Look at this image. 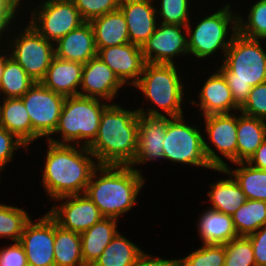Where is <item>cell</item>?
<instances>
[{
	"label": "cell",
	"mask_w": 266,
	"mask_h": 266,
	"mask_svg": "<svg viewBox=\"0 0 266 266\" xmlns=\"http://www.w3.org/2000/svg\"><path fill=\"white\" fill-rule=\"evenodd\" d=\"M0 266H28L25 250L19 241L0 250Z\"/></svg>",
	"instance_id": "cell-42"
},
{
	"label": "cell",
	"mask_w": 266,
	"mask_h": 266,
	"mask_svg": "<svg viewBox=\"0 0 266 266\" xmlns=\"http://www.w3.org/2000/svg\"><path fill=\"white\" fill-rule=\"evenodd\" d=\"M30 220L25 210L0 204V237L20 241L26 223Z\"/></svg>",
	"instance_id": "cell-34"
},
{
	"label": "cell",
	"mask_w": 266,
	"mask_h": 266,
	"mask_svg": "<svg viewBox=\"0 0 266 266\" xmlns=\"http://www.w3.org/2000/svg\"><path fill=\"white\" fill-rule=\"evenodd\" d=\"M246 237L252 244L256 266H266V225Z\"/></svg>",
	"instance_id": "cell-43"
},
{
	"label": "cell",
	"mask_w": 266,
	"mask_h": 266,
	"mask_svg": "<svg viewBox=\"0 0 266 266\" xmlns=\"http://www.w3.org/2000/svg\"><path fill=\"white\" fill-rule=\"evenodd\" d=\"M199 98L200 110L203 111L204 116L229 113L231 109H240L234 102L227 81L219 70L206 80Z\"/></svg>",
	"instance_id": "cell-22"
},
{
	"label": "cell",
	"mask_w": 266,
	"mask_h": 266,
	"mask_svg": "<svg viewBox=\"0 0 266 266\" xmlns=\"http://www.w3.org/2000/svg\"><path fill=\"white\" fill-rule=\"evenodd\" d=\"M39 8L31 13L29 24L49 42H57L85 22L72 0H45Z\"/></svg>",
	"instance_id": "cell-10"
},
{
	"label": "cell",
	"mask_w": 266,
	"mask_h": 266,
	"mask_svg": "<svg viewBox=\"0 0 266 266\" xmlns=\"http://www.w3.org/2000/svg\"><path fill=\"white\" fill-rule=\"evenodd\" d=\"M97 55L123 84L130 79L128 83L135 85L146 64L141 47L132 43L100 48Z\"/></svg>",
	"instance_id": "cell-16"
},
{
	"label": "cell",
	"mask_w": 266,
	"mask_h": 266,
	"mask_svg": "<svg viewBox=\"0 0 266 266\" xmlns=\"http://www.w3.org/2000/svg\"><path fill=\"white\" fill-rule=\"evenodd\" d=\"M142 252L118 232L91 266H134Z\"/></svg>",
	"instance_id": "cell-31"
},
{
	"label": "cell",
	"mask_w": 266,
	"mask_h": 266,
	"mask_svg": "<svg viewBox=\"0 0 266 266\" xmlns=\"http://www.w3.org/2000/svg\"><path fill=\"white\" fill-rule=\"evenodd\" d=\"M16 8H0V36L3 31H6L8 24L14 19Z\"/></svg>",
	"instance_id": "cell-46"
},
{
	"label": "cell",
	"mask_w": 266,
	"mask_h": 266,
	"mask_svg": "<svg viewBox=\"0 0 266 266\" xmlns=\"http://www.w3.org/2000/svg\"><path fill=\"white\" fill-rule=\"evenodd\" d=\"M225 257L223 244H204L179 262L180 266H224Z\"/></svg>",
	"instance_id": "cell-37"
},
{
	"label": "cell",
	"mask_w": 266,
	"mask_h": 266,
	"mask_svg": "<svg viewBox=\"0 0 266 266\" xmlns=\"http://www.w3.org/2000/svg\"><path fill=\"white\" fill-rule=\"evenodd\" d=\"M122 86L123 83L98 55L83 64L80 88L85 94L80 92V96L109 101Z\"/></svg>",
	"instance_id": "cell-17"
},
{
	"label": "cell",
	"mask_w": 266,
	"mask_h": 266,
	"mask_svg": "<svg viewBox=\"0 0 266 266\" xmlns=\"http://www.w3.org/2000/svg\"><path fill=\"white\" fill-rule=\"evenodd\" d=\"M90 24L94 31L97 51L100 48L130 43L127 24L119 9L92 19Z\"/></svg>",
	"instance_id": "cell-24"
},
{
	"label": "cell",
	"mask_w": 266,
	"mask_h": 266,
	"mask_svg": "<svg viewBox=\"0 0 266 266\" xmlns=\"http://www.w3.org/2000/svg\"><path fill=\"white\" fill-rule=\"evenodd\" d=\"M241 168L233 171L227 166L225 169H214L229 174L238 182L246 199L266 201V170L255 168L247 162L236 163Z\"/></svg>",
	"instance_id": "cell-29"
},
{
	"label": "cell",
	"mask_w": 266,
	"mask_h": 266,
	"mask_svg": "<svg viewBox=\"0 0 266 266\" xmlns=\"http://www.w3.org/2000/svg\"><path fill=\"white\" fill-rule=\"evenodd\" d=\"M239 110L244 115L266 120V82L252 87Z\"/></svg>",
	"instance_id": "cell-40"
},
{
	"label": "cell",
	"mask_w": 266,
	"mask_h": 266,
	"mask_svg": "<svg viewBox=\"0 0 266 266\" xmlns=\"http://www.w3.org/2000/svg\"><path fill=\"white\" fill-rule=\"evenodd\" d=\"M83 64L54 57L40 81L46 88L64 96H77L81 85Z\"/></svg>",
	"instance_id": "cell-20"
},
{
	"label": "cell",
	"mask_w": 266,
	"mask_h": 266,
	"mask_svg": "<svg viewBox=\"0 0 266 266\" xmlns=\"http://www.w3.org/2000/svg\"><path fill=\"white\" fill-rule=\"evenodd\" d=\"M54 47L55 57L86 64L97 56L94 31L90 22H84L78 28L60 38Z\"/></svg>",
	"instance_id": "cell-19"
},
{
	"label": "cell",
	"mask_w": 266,
	"mask_h": 266,
	"mask_svg": "<svg viewBox=\"0 0 266 266\" xmlns=\"http://www.w3.org/2000/svg\"><path fill=\"white\" fill-rule=\"evenodd\" d=\"M0 126L13 133L26 147L40 136L32 129L30 117L21 98H4L0 105Z\"/></svg>",
	"instance_id": "cell-23"
},
{
	"label": "cell",
	"mask_w": 266,
	"mask_h": 266,
	"mask_svg": "<svg viewBox=\"0 0 266 266\" xmlns=\"http://www.w3.org/2000/svg\"><path fill=\"white\" fill-rule=\"evenodd\" d=\"M74 145L48 141L42 183L54 200L63 196L84 194L92 173L98 167L92 161L95 156L86 146L78 150Z\"/></svg>",
	"instance_id": "cell-2"
},
{
	"label": "cell",
	"mask_w": 266,
	"mask_h": 266,
	"mask_svg": "<svg viewBox=\"0 0 266 266\" xmlns=\"http://www.w3.org/2000/svg\"><path fill=\"white\" fill-rule=\"evenodd\" d=\"M247 163L255 168L266 170V139L249 158Z\"/></svg>",
	"instance_id": "cell-45"
},
{
	"label": "cell",
	"mask_w": 266,
	"mask_h": 266,
	"mask_svg": "<svg viewBox=\"0 0 266 266\" xmlns=\"http://www.w3.org/2000/svg\"><path fill=\"white\" fill-rule=\"evenodd\" d=\"M231 217L238 236H248L266 225V201L246 199Z\"/></svg>",
	"instance_id": "cell-32"
},
{
	"label": "cell",
	"mask_w": 266,
	"mask_h": 266,
	"mask_svg": "<svg viewBox=\"0 0 266 266\" xmlns=\"http://www.w3.org/2000/svg\"><path fill=\"white\" fill-rule=\"evenodd\" d=\"M198 232L204 244H226L239 237L232 217L225 213L208 209L201 214Z\"/></svg>",
	"instance_id": "cell-27"
},
{
	"label": "cell",
	"mask_w": 266,
	"mask_h": 266,
	"mask_svg": "<svg viewBox=\"0 0 266 266\" xmlns=\"http://www.w3.org/2000/svg\"><path fill=\"white\" fill-rule=\"evenodd\" d=\"M134 266H180L179 259L175 260H166L161 258H151V255H147L142 252L137 261L135 262Z\"/></svg>",
	"instance_id": "cell-44"
},
{
	"label": "cell",
	"mask_w": 266,
	"mask_h": 266,
	"mask_svg": "<svg viewBox=\"0 0 266 266\" xmlns=\"http://www.w3.org/2000/svg\"><path fill=\"white\" fill-rule=\"evenodd\" d=\"M139 113L120 105H107L101 115L98 133L87 147L97 165L130 166L137 154Z\"/></svg>",
	"instance_id": "cell-1"
},
{
	"label": "cell",
	"mask_w": 266,
	"mask_h": 266,
	"mask_svg": "<svg viewBox=\"0 0 266 266\" xmlns=\"http://www.w3.org/2000/svg\"><path fill=\"white\" fill-rule=\"evenodd\" d=\"M230 4H226L223 9L205 17L194 30H190V24L186 26L188 36V50L197 58H204L212 55L216 50L222 49L226 53L232 37L237 33L238 15H233L230 11ZM229 23L232 24L231 38L225 42L228 33Z\"/></svg>",
	"instance_id": "cell-8"
},
{
	"label": "cell",
	"mask_w": 266,
	"mask_h": 266,
	"mask_svg": "<svg viewBox=\"0 0 266 266\" xmlns=\"http://www.w3.org/2000/svg\"><path fill=\"white\" fill-rule=\"evenodd\" d=\"M0 8H15L7 0H0Z\"/></svg>",
	"instance_id": "cell-48"
},
{
	"label": "cell",
	"mask_w": 266,
	"mask_h": 266,
	"mask_svg": "<svg viewBox=\"0 0 266 266\" xmlns=\"http://www.w3.org/2000/svg\"><path fill=\"white\" fill-rule=\"evenodd\" d=\"M247 22L238 16L237 32L250 39L266 38V0H259L250 8Z\"/></svg>",
	"instance_id": "cell-35"
},
{
	"label": "cell",
	"mask_w": 266,
	"mask_h": 266,
	"mask_svg": "<svg viewBox=\"0 0 266 266\" xmlns=\"http://www.w3.org/2000/svg\"><path fill=\"white\" fill-rule=\"evenodd\" d=\"M173 64L146 63L139 81L134 85L140 89L147 100L156 104L170 118L183 116L181 103L183 84Z\"/></svg>",
	"instance_id": "cell-7"
},
{
	"label": "cell",
	"mask_w": 266,
	"mask_h": 266,
	"mask_svg": "<svg viewBox=\"0 0 266 266\" xmlns=\"http://www.w3.org/2000/svg\"><path fill=\"white\" fill-rule=\"evenodd\" d=\"M55 220L46 213L38 222L26 223L20 238L28 266H55Z\"/></svg>",
	"instance_id": "cell-12"
},
{
	"label": "cell",
	"mask_w": 266,
	"mask_h": 266,
	"mask_svg": "<svg viewBox=\"0 0 266 266\" xmlns=\"http://www.w3.org/2000/svg\"><path fill=\"white\" fill-rule=\"evenodd\" d=\"M4 55L5 54L0 55V82H1V79H2L3 70H4V67H5V61L8 58V57H6Z\"/></svg>",
	"instance_id": "cell-47"
},
{
	"label": "cell",
	"mask_w": 266,
	"mask_h": 266,
	"mask_svg": "<svg viewBox=\"0 0 266 266\" xmlns=\"http://www.w3.org/2000/svg\"><path fill=\"white\" fill-rule=\"evenodd\" d=\"M152 0H121L119 10L123 13L129 41L140 47L156 29V7Z\"/></svg>",
	"instance_id": "cell-18"
},
{
	"label": "cell",
	"mask_w": 266,
	"mask_h": 266,
	"mask_svg": "<svg viewBox=\"0 0 266 266\" xmlns=\"http://www.w3.org/2000/svg\"><path fill=\"white\" fill-rule=\"evenodd\" d=\"M161 7L156 10L162 16L163 24L187 26L189 22V0H161Z\"/></svg>",
	"instance_id": "cell-38"
},
{
	"label": "cell",
	"mask_w": 266,
	"mask_h": 266,
	"mask_svg": "<svg viewBox=\"0 0 266 266\" xmlns=\"http://www.w3.org/2000/svg\"><path fill=\"white\" fill-rule=\"evenodd\" d=\"M117 219L103 217L80 234L82 257L86 266H91L118 233Z\"/></svg>",
	"instance_id": "cell-25"
},
{
	"label": "cell",
	"mask_w": 266,
	"mask_h": 266,
	"mask_svg": "<svg viewBox=\"0 0 266 266\" xmlns=\"http://www.w3.org/2000/svg\"><path fill=\"white\" fill-rule=\"evenodd\" d=\"M210 186V209L232 216L246 201L244 192L234 178L221 180Z\"/></svg>",
	"instance_id": "cell-30"
},
{
	"label": "cell",
	"mask_w": 266,
	"mask_h": 266,
	"mask_svg": "<svg viewBox=\"0 0 266 266\" xmlns=\"http://www.w3.org/2000/svg\"><path fill=\"white\" fill-rule=\"evenodd\" d=\"M82 19L90 22L106 13L119 9L121 0H72Z\"/></svg>",
	"instance_id": "cell-39"
},
{
	"label": "cell",
	"mask_w": 266,
	"mask_h": 266,
	"mask_svg": "<svg viewBox=\"0 0 266 266\" xmlns=\"http://www.w3.org/2000/svg\"><path fill=\"white\" fill-rule=\"evenodd\" d=\"M10 4H12L16 9H18V5L21 0H7Z\"/></svg>",
	"instance_id": "cell-49"
},
{
	"label": "cell",
	"mask_w": 266,
	"mask_h": 266,
	"mask_svg": "<svg viewBox=\"0 0 266 266\" xmlns=\"http://www.w3.org/2000/svg\"><path fill=\"white\" fill-rule=\"evenodd\" d=\"M139 113V129L137 140V154L130 165L145 163L158 158H164V137L167 129V117L156 109H149L147 114L143 109Z\"/></svg>",
	"instance_id": "cell-15"
},
{
	"label": "cell",
	"mask_w": 266,
	"mask_h": 266,
	"mask_svg": "<svg viewBox=\"0 0 266 266\" xmlns=\"http://www.w3.org/2000/svg\"><path fill=\"white\" fill-rule=\"evenodd\" d=\"M20 34L12 41L10 46L12 52L9 55L35 82H40L55 57V46L30 24Z\"/></svg>",
	"instance_id": "cell-9"
},
{
	"label": "cell",
	"mask_w": 266,
	"mask_h": 266,
	"mask_svg": "<svg viewBox=\"0 0 266 266\" xmlns=\"http://www.w3.org/2000/svg\"><path fill=\"white\" fill-rule=\"evenodd\" d=\"M55 266H86L82 257L80 233L67 230L55 221Z\"/></svg>",
	"instance_id": "cell-28"
},
{
	"label": "cell",
	"mask_w": 266,
	"mask_h": 266,
	"mask_svg": "<svg viewBox=\"0 0 266 266\" xmlns=\"http://www.w3.org/2000/svg\"><path fill=\"white\" fill-rule=\"evenodd\" d=\"M106 103H101L100 99L77 96H67L59 117V123L54 131L61 133L62 141L48 138V141L56 144H67L73 141L76 145L80 140H84V145L88 147L96 138L100 119Z\"/></svg>",
	"instance_id": "cell-6"
},
{
	"label": "cell",
	"mask_w": 266,
	"mask_h": 266,
	"mask_svg": "<svg viewBox=\"0 0 266 266\" xmlns=\"http://www.w3.org/2000/svg\"><path fill=\"white\" fill-rule=\"evenodd\" d=\"M224 247V266H256L253 247L246 236L234 238Z\"/></svg>",
	"instance_id": "cell-36"
},
{
	"label": "cell",
	"mask_w": 266,
	"mask_h": 266,
	"mask_svg": "<svg viewBox=\"0 0 266 266\" xmlns=\"http://www.w3.org/2000/svg\"><path fill=\"white\" fill-rule=\"evenodd\" d=\"M32 129L40 136L50 137L56 130L66 96L35 82L21 97Z\"/></svg>",
	"instance_id": "cell-11"
},
{
	"label": "cell",
	"mask_w": 266,
	"mask_h": 266,
	"mask_svg": "<svg viewBox=\"0 0 266 266\" xmlns=\"http://www.w3.org/2000/svg\"><path fill=\"white\" fill-rule=\"evenodd\" d=\"M182 28L186 32V26L163 23L156 26L154 33L141 47L145 62L173 65L174 56L189 54L188 38L184 36Z\"/></svg>",
	"instance_id": "cell-13"
},
{
	"label": "cell",
	"mask_w": 266,
	"mask_h": 266,
	"mask_svg": "<svg viewBox=\"0 0 266 266\" xmlns=\"http://www.w3.org/2000/svg\"><path fill=\"white\" fill-rule=\"evenodd\" d=\"M224 55L219 71L227 81L234 102L241 107L252 87L266 82V53L258 39L237 32Z\"/></svg>",
	"instance_id": "cell-4"
},
{
	"label": "cell",
	"mask_w": 266,
	"mask_h": 266,
	"mask_svg": "<svg viewBox=\"0 0 266 266\" xmlns=\"http://www.w3.org/2000/svg\"><path fill=\"white\" fill-rule=\"evenodd\" d=\"M34 83L35 81L9 55L0 82V91L5 94V98H21Z\"/></svg>",
	"instance_id": "cell-33"
},
{
	"label": "cell",
	"mask_w": 266,
	"mask_h": 266,
	"mask_svg": "<svg viewBox=\"0 0 266 266\" xmlns=\"http://www.w3.org/2000/svg\"><path fill=\"white\" fill-rule=\"evenodd\" d=\"M266 139V120L241 113L237 117L236 163L247 162Z\"/></svg>",
	"instance_id": "cell-26"
},
{
	"label": "cell",
	"mask_w": 266,
	"mask_h": 266,
	"mask_svg": "<svg viewBox=\"0 0 266 266\" xmlns=\"http://www.w3.org/2000/svg\"><path fill=\"white\" fill-rule=\"evenodd\" d=\"M26 145L13 133L0 126V169L4 170L5 165L12 160L14 150Z\"/></svg>",
	"instance_id": "cell-41"
},
{
	"label": "cell",
	"mask_w": 266,
	"mask_h": 266,
	"mask_svg": "<svg viewBox=\"0 0 266 266\" xmlns=\"http://www.w3.org/2000/svg\"><path fill=\"white\" fill-rule=\"evenodd\" d=\"M207 135L221 154L236 163L237 117L222 113L204 116Z\"/></svg>",
	"instance_id": "cell-21"
},
{
	"label": "cell",
	"mask_w": 266,
	"mask_h": 266,
	"mask_svg": "<svg viewBox=\"0 0 266 266\" xmlns=\"http://www.w3.org/2000/svg\"><path fill=\"white\" fill-rule=\"evenodd\" d=\"M183 117L167 118L162 145L164 159L210 169H225L227 164L209 147L197 128L185 124Z\"/></svg>",
	"instance_id": "cell-5"
},
{
	"label": "cell",
	"mask_w": 266,
	"mask_h": 266,
	"mask_svg": "<svg viewBox=\"0 0 266 266\" xmlns=\"http://www.w3.org/2000/svg\"><path fill=\"white\" fill-rule=\"evenodd\" d=\"M66 200L52 206L48 214L64 229L82 233L100 221L103 216L93 201L84 194L68 195L55 200Z\"/></svg>",
	"instance_id": "cell-14"
},
{
	"label": "cell",
	"mask_w": 266,
	"mask_h": 266,
	"mask_svg": "<svg viewBox=\"0 0 266 266\" xmlns=\"http://www.w3.org/2000/svg\"><path fill=\"white\" fill-rule=\"evenodd\" d=\"M97 171L101 173L98 179ZM144 182L141 172L136 168L98 165L92 173L85 194L98 207L103 217L118 219V216L137 203L136 198Z\"/></svg>",
	"instance_id": "cell-3"
}]
</instances>
